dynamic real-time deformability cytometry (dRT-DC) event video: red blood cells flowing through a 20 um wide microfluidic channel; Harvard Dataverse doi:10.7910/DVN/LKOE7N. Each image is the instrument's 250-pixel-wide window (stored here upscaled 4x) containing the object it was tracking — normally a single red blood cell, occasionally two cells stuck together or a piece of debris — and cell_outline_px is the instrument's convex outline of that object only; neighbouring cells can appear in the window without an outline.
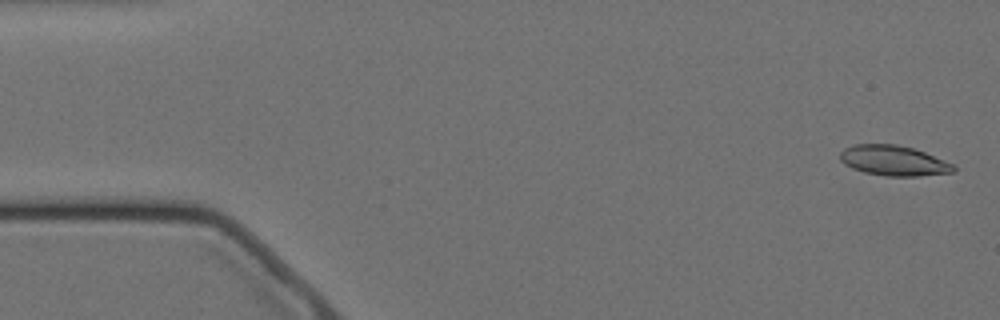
{"species": "Egyptian fruit bat (a non-hibernating species)", "species_latin": "Rousettus aegyptiacus", "temperature_condition": "cold", "stored_images_in_passage": 5, "camera_frame_rate_fps": 3000, "um_per_image_px": 0.085, "animal": {"sex": "female"}, "frame": {"image": 1, "passage_image": 1, "time_ms": 0.0, "image_size_px": [1000, 320], "cell_outline_px": [[956, 168], [952, 172], [920, 176], [888, 176], [864, 172], [852, 168], [844, 164], [840, 160], [840, 152], [844, 148], [852, 144], [896, 144], [912, 148], [924, 152], [956, 164]], "centroid_in_image_um": [75.96, 13.65], "position_along_channel_um": 9.0, "area_um2": 20.06}}
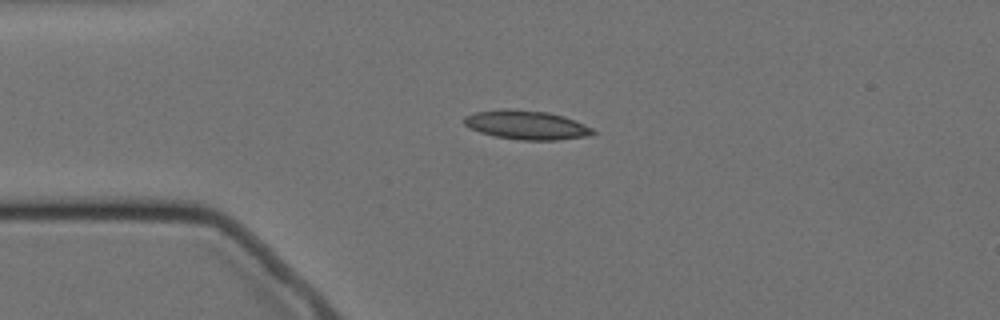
{"frame": {"image": 2, "passage_image": 4, "time_ms": 3.667, "image_size_px": [1000, 320], "cell_outline_px": [[596, 132], [592, 136], [556, 140], [520, 140], [496, 136], [480, 132], [468, 128], [460, 120], [464, 116], [476, 112], [504, 108], [508, 108], [548, 112], [564, 116], [584, 124], [592, 128]], "centroid_in_image_um": [44.73, 10.62], "position_along_channel_um": 40.3, "area_um2": 22.02}}